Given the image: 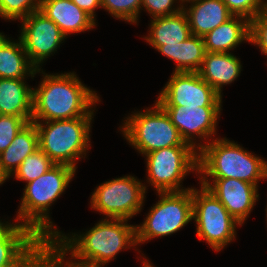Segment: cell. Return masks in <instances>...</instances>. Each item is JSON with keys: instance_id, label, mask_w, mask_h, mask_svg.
<instances>
[{"instance_id": "3", "label": "cell", "mask_w": 267, "mask_h": 267, "mask_svg": "<svg viewBox=\"0 0 267 267\" xmlns=\"http://www.w3.org/2000/svg\"><path fill=\"white\" fill-rule=\"evenodd\" d=\"M75 171L68 165L55 164L45 174L28 182L15 220L21 219V224L29 227L42 241L53 240L61 232L56 231L47 214L51 204L67 188Z\"/></svg>"}, {"instance_id": "10", "label": "cell", "mask_w": 267, "mask_h": 267, "mask_svg": "<svg viewBox=\"0 0 267 267\" xmlns=\"http://www.w3.org/2000/svg\"><path fill=\"white\" fill-rule=\"evenodd\" d=\"M146 186L133 176H123L99 185L91 196V208L109 219H131L141 211Z\"/></svg>"}, {"instance_id": "36", "label": "cell", "mask_w": 267, "mask_h": 267, "mask_svg": "<svg viewBox=\"0 0 267 267\" xmlns=\"http://www.w3.org/2000/svg\"><path fill=\"white\" fill-rule=\"evenodd\" d=\"M263 12L267 13V2H263Z\"/></svg>"}, {"instance_id": "37", "label": "cell", "mask_w": 267, "mask_h": 267, "mask_svg": "<svg viewBox=\"0 0 267 267\" xmlns=\"http://www.w3.org/2000/svg\"><path fill=\"white\" fill-rule=\"evenodd\" d=\"M5 180L0 176V185L3 184Z\"/></svg>"}, {"instance_id": "17", "label": "cell", "mask_w": 267, "mask_h": 267, "mask_svg": "<svg viewBox=\"0 0 267 267\" xmlns=\"http://www.w3.org/2000/svg\"><path fill=\"white\" fill-rule=\"evenodd\" d=\"M192 3L189 9L183 6L192 35L204 37L233 14L222 0H183Z\"/></svg>"}, {"instance_id": "31", "label": "cell", "mask_w": 267, "mask_h": 267, "mask_svg": "<svg viewBox=\"0 0 267 267\" xmlns=\"http://www.w3.org/2000/svg\"><path fill=\"white\" fill-rule=\"evenodd\" d=\"M250 42L267 56V13L261 11L250 21Z\"/></svg>"}, {"instance_id": "15", "label": "cell", "mask_w": 267, "mask_h": 267, "mask_svg": "<svg viewBox=\"0 0 267 267\" xmlns=\"http://www.w3.org/2000/svg\"><path fill=\"white\" fill-rule=\"evenodd\" d=\"M162 108L169 115L182 139L195 149L197 147L196 142H193L194 135L202 139L215 135L221 107L162 106Z\"/></svg>"}, {"instance_id": "24", "label": "cell", "mask_w": 267, "mask_h": 267, "mask_svg": "<svg viewBox=\"0 0 267 267\" xmlns=\"http://www.w3.org/2000/svg\"><path fill=\"white\" fill-rule=\"evenodd\" d=\"M157 50L177 62L174 72H198L206 54L203 37L192 34L183 42L159 46Z\"/></svg>"}, {"instance_id": "33", "label": "cell", "mask_w": 267, "mask_h": 267, "mask_svg": "<svg viewBox=\"0 0 267 267\" xmlns=\"http://www.w3.org/2000/svg\"><path fill=\"white\" fill-rule=\"evenodd\" d=\"M95 21V8L102 7L101 0H72Z\"/></svg>"}, {"instance_id": "34", "label": "cell", "mask_w": 267, "mask_h": 267, "mask_svg": "<svg viewBox=\"0 0 267 267\" xmlns=\"http://www.w3.org/2000/svg\"><path fill=\"white\" fill-rule=\"evenodd\" d=\"M14 225L11 223L6 222V224L0 221V237L3 236L12 226Z\"/></svg>"}, {"instance_id": "4", "label": "cell", "mask_w": 267, "mask_h": 267, "mask_svg": "<svg viewBox=\"0 0 267 267\" xmlns=\"http://www.w3.org/2000/svg\"><path fill=\"white\" fill-rule=\"evenodd\" d=\"M197 151L198 173L203 177L239 179L255 186L259 180L267 179V161L226 138H216L205 145L198 143Z\"/></svg>"}, {"instance_id": "13", "label": "cell", "mask_w": 267, "mask_h": 267, "mask_svg": "<svg viewBox=\"0 0 267 267\" xmlns=\"http://www.w3.org/2000/svg\"><path fill=\"white\" fill-rule=\"evenodd\" d=\"M199 178L201 185L213 194L229 214L242 225L258 200V186L232 178L211 179L213 184L207 177Z\"/></svg>"}, {"instance_id": "30", "label": "cell", "mask_w": 267, "mask_h": 267, "mask_svg": "<svg viewBox=\"0 0 267 267\" xmlns=\"http://www.w3.org/2000/svg\"><path fill=\"white\" fill-rule=\"evenodd\" d=\"M233 15H239L251 21L263 10L265 0H222Z\"/></svg>"}, {"instance_id": "6", "label": "cell", "mask_w": 267, "mask_h": 267, "mask_svg": "<svg viewBox=\"0 0 267 267\" xmlns=\"http://www.w3.org/2000/svg\"><path fill=\"white\" fill-rule=\"evenodd\" d=\"M120 128L127 141L143 156L166 147L191 146L182 139L169 115L157 101L152 109L129 116Z\"/></svg>"}, {"instance_id": "5", "label": "cell", "mask_w": 267, "mask_h": 267, "mask_svg": "<svg viewBox=\"0 0 267 267\" xmlns=\"http://www.w3.org/2000/svg\"><path fill=\"white\" fill-rule=\"evenodd\" d=\"M93 117L54 121H32L38 132L39 148L54 162L76 169V159L86 155ZM45 126H44V125Z\"/></svg>"}, {"instance_id": "12", "label": "cell", "mask_w": 267, "mask_h": 267, "mask_svg": "<svg viewBox=\"0 0 267 267\" xmlns=\"http://www.w3.org/2000/svg\"><path fill=\"white\" fill-rule=\"evenodd\" d=\"M21 36L25 52L31 64L40 69V64L57 51L60 43L66 39L59 26L42 12H32L21 19Z\"/></svg>"}, {"instance_id": "28", "label": "cell", "mask_w": 267, "mask_h": 267, "mask_svg": "<svg viewBox=\"0 0 267 267\" xmlns=\"http://www.w3.org/2000/svg\"><path fill=\"white\" fill-rule=\"evenodd\" d=\"M39 6L40 0H0V16L9 20H21L38 11Z\"/></svg>"}, {"instance_id": "21", "label": "cell", "mask_w": 267, "mask_h": 267, "mask_svg": "<svg viewBox=\"0 0 267 267\" xmlns=\"http://www.w3.org/2000/svg\"><path fill=\"white\" fill-rule=\"evenodd\" d=\"M39 148L38 132L33 122L28 123L14 138L7 149L0 153V176L6 180Z\"/></svg>"}, {"instance_id": "9", "label": "cell", "mask_w": 267, "mask_h": 267, "mask_svg": "<svg viewBox=\"0 0 267 267\" xmlns=\"http://www.w3.org/2000/svg\"><path fill=\"white\" fill-rule=\"evenodd\" d=\"M148 182L158 192H177L191 170L198 172V151L192 146H172L145 154Z\"/></svg>"}, {"instance_id": "35", "label": "cell", "mask_w": 267, "mask_h": 267, "mask_svg": "<svg viewBox=\"0 0 267 267\" xmlns=\"http://www.w3.org/2000/svg\"><path fill=\"white\" fill-rule=\"evenodd\" d=\"M143 267H154L149 261H143Z\"/></svg>"}, {"instance_id": "19", "label": "cell", "mask_w": 267, "mask_h": 267, "mask_svg": "<svg viewBox=\"0 0 267 267\" xmlns=\"http://www.w3.org/2000/svg\"><path fill=\"white\" fill-rule=\"evenodd\" d=\"M24 79L0 78V114L23 118L32 122L33 89Z\"/></svg>"}, {"instance_id": "29", "label": "cell", "mask_w": 267, "mask_h": 267, "mask_svg": "<svg viewBox=\"0 0 267 267\" xmlns=\"http://www.w3.org/2000/svg\"><path fill=\"white\" fill-rule=\"evenodd\" d=\"M28 123L21 117L0 114V153L9 147Z\"/></svg>"}, {"instance_id": "8", "label": "cell", "mask_w": 267, "mask_h": 267, "mask_svg": "<svg viewBox=\"0 0 267 267\" xmlns=\"http://www.w3.org/2000/svg\"><path fill=\"white\" fill-rule=\"evenodd\" d=\"M192 188L193 219L197 236L205 240L217 252L234 240L236 225L241 226L224 205L201 185Z\"/></svg>"}, {"instance_id": "32", "label": "cell", "mask_w": 267, "mask_h": 267, "mask_svg": "<svg viewBox=\"0 0 267 267\" xmlns=\"http://www.w3.org/2000/svg\"><path fill=\"white\" fill-rule=\"evenodd\" d=\"M177 1V0H176ZM183 2V0H179ZM175 3V0H142L141 6L145 7L153 18L169 16L179 13L183 9V4L172 9V5Z\"/></svg>"}, {"instance_id": "23", "label": "cell", "mask_w": 267, "mask_h": 267, "mask_svg": "<svg viewBox=\"0 0 267 267\" xmlns=\"http://www.w3.org/2000/svg\"><path fill=\"white\" fill-rule=\"evenodd\" d=\"M40 71L29 61L20 37L17 43L4 35L0 37V78L25 79V76L34 77Z\"/></svg>"}, {"instance_id": "18", "label": "cell", "mask_w": 267, "mask_h": 267, "mask_svg": "<svg viewBox=\"0 0 267 267\" xmlns=\"http://www.w3.org/2000/svg\"><path fill=\"white\" fill-rule=\"evenodd\" d=\"M241 67L239 59L229 52H206L198 74L222 96V86L236 80L241 72Z\"/></svg>"}, {"instance_id": "26", "label": "cell", "mask_w": 267, "mask_h": 267, "mask_svg": "<svg viewBox=\"0 0 267 267\" xmlns=\"http://www.w3.org/2000/svg\"><path fill=\"white\" fill-rule=\"evenodd\" d=\"M66 252L62 250L53 240L42 242L39 254V267H101L87 265L76 260L64 261ZM64 262V263H63Z\"/></svg>"}, {"instance_id": "16", "label": "cell", "mask_w": 267, "mask_h": 267, "mask_svg": "<svg viewBox=\"0 0 267 267\" xmlns=\"http://www.w3.org/2000/svg\"><path fill=\"white\" fill-rule=\"evenodd\" d=\"M39 11L59 26L65 36L96 26L95 21L72 0H40Z\"/></svg>"}, {"instance_id": "7", "label": "cell", "mask_w": 267, "mask_h": 267, "mask_svg": "<svg viewBox=\"0 0 267 267\" xmlns=\"http://www.w3.org/2000/svg\"><path fill=\"white\" fill-rule=\"evenodd\" d=\"M158 194L161 199L151 207L143 224L136 226L137 244L171 235L193 219L192 188Z\"/></svg>"}, {"instance_id": "25", "label": "cell", "mask_w": 267, "mask_h": 267, "mask_svg": "<svg viewBox=\"0 0 267 267\" xmlns=\"http://www.w3.org/2000/svg\"><path fill=\"white\" fill-rule=\"evenodd\" d=\"M54 165V162L38 148L24 159L13 175L15 176L14 178L28 183L45 174Z\"/></svg>"}, {"instance_id": "14", "label": "cell", "mask_w": 267, "mask_h": 267, "mask_svg": "<svg viewBox=\"0 0 267 267\" xmlns=\"http://www.w3.org/2000/svg\"><path fill=\"white\" fill-rule=\"evenodd\" d=\"M18 223L0 237V267H39L43 241L29 227Z\"/></svg>"}, {"instance_id": "22", "label": "cell", "mask_w": 267, "mask_h": 267, "mask_svg": "<svg viewBox=\"0 0 267 267\" xmlns=\"http://www.w3.org/2000/svg\"><path fill=\"white\" fill-rule=\"evenodd\" d=\"M191 35L189 22L183 9L174 15L152 18L150 34L145 40L157 49L163 45H174L185 41Z\"/></svg>"}, {"instance_id": "11", "label": "cell", "mask_w": 267, "mask_h": 267, "mask_svg": "<svg viewBox=\"0 0 267 267\" xmlns=\"http://www.w3.org/2000/svg\"><path fill=\"white\" fill-rule=\"evenodd\" d=\"M221 99L198 72H173L156 101L161 106L221 107Z\"/></svg>"}, {"instance_id": "1", "label": "cell", "mask_w": 267, "mask_h": 267, "mask_svg": "<svg viewBox=\"0 0 267 267\" xmlns=\"http://www.w3.org/2000/svg\"><path fill=\"white\" fill-rule=\"evenodd\" d=\"M97 102L95 91L84 86L74 72L46 74L39 87L33 89L32 121L93 117L91 107Z\"/></svg>"}, {"instance_id": "27", "label": "cell", "mask_w": 267, "mask_h": 267, "mask_svg": "<svg viewBox=\"0 0 267 267\" xmlns=\"http://www.w3.org/2000/svg\"><path fill=\"white\" fill-rule=\"evenodd\" d=\"M142 0H101L102 8L115 18L136 24Z\"/></svg>"}, {"instance_id": "2", "label": "cell", "mask_w": 267, "mask_h": 267, "mask_svg": "<svg viewBox=\"0 0 267 267\" xmlns=\"http://www.w3.org/2000/svg\"><path fill=\"white\" fill-rule=\"evenodd\" d=\"M126 219H103L85 234L70 238L61 233L53 241L79 263L101 266L115 259L123 248L137 246L136 226ZM79 258V259H78Z\"/></svg>"}, {"instance_id": "20", "label": "cell", "mask_w": 267, "mask_h": 267, "mask_svg": "<svg viewBox=\"0 0 267 267\" xmlns=\"http://www.w3.org/2000/svg\"><path fill=\"white\" fill-rule=\"evenodd\" d=\"M250 42V21L233 15L203 37L206 52L228 53L242 41Z\"/></svg>"}]
</instances>
